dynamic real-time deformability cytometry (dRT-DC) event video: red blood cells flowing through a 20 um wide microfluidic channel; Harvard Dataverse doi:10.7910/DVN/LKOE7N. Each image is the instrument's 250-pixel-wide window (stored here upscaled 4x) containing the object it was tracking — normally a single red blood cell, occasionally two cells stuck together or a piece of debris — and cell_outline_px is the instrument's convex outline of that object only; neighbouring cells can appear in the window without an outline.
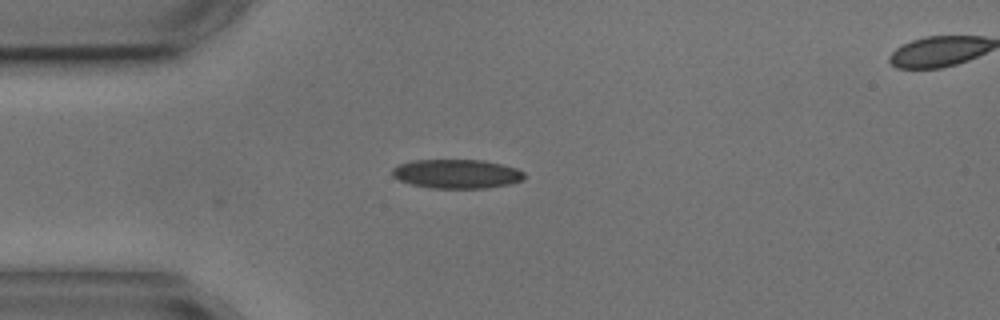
{"species": "common noctule bat (a hibernating species)", "species_latin": "Nyctalus noctula", "temperature_condition": "cold", "stored_images_in_passage": 4, "camera_frame_rate_fps": 3000, "um_per_image_px": 0.085, "animal": {"sex": "male", "body_mass_g": 17.9, "forearm_length_mm": 54.2}, "frame": {"image": 1, "passage_image": 1, "time_ms": 0.0, "image_size_px": [1000, 320], "cell_outline_px": [[524, 176], [520, 180], [508, 184], [488, 188], [432, 188], [412, 184], [400, 180], [392, 176], [392, 168], [400, 164], [412, 160], [484, 160], [516, 168], [524, 172]], "centroid_in_image_um": [38.8, 14.77], "position_along_channel_um": 46.2, "area_um2": 22.2}}